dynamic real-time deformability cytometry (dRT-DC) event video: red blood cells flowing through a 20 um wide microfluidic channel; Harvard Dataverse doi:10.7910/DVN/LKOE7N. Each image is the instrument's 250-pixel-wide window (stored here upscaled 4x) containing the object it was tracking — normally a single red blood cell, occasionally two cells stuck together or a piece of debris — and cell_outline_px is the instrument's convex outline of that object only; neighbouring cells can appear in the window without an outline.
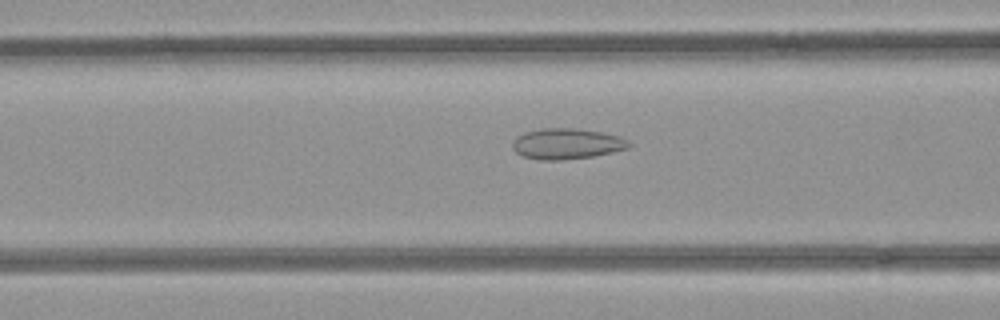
{"species": "common noctule bat (a hibernating species)", "species_latin": "Nyctalus noctula", "temperature_condition": "room temperature", "stored_images_in_passage": 9, "camera_frame_rate_fps": 3000, "um_per_image_px": 0.085, "animal": {"sex": "female", "body_mass_g": 21.9}, "frame": {"image": 1, "passage_image": 8, "time_ms": 2.333, "image_size_px": [1000, 320], "cell_outline_px": [[632, 144], [628, 148], [612, 152], [592, 156], [564, 160], [540, 160], [524, 156], [516, 152], [512, 148], [512, 144], [516, 136], [524, 132], [544, 128], [576, 128], [604, 132], [620, 136], [628, 140]], "centroid_in_image_um": [48.19, 12.21], "position_along_channel_um": 118.4, "area_um2": 20.98}}